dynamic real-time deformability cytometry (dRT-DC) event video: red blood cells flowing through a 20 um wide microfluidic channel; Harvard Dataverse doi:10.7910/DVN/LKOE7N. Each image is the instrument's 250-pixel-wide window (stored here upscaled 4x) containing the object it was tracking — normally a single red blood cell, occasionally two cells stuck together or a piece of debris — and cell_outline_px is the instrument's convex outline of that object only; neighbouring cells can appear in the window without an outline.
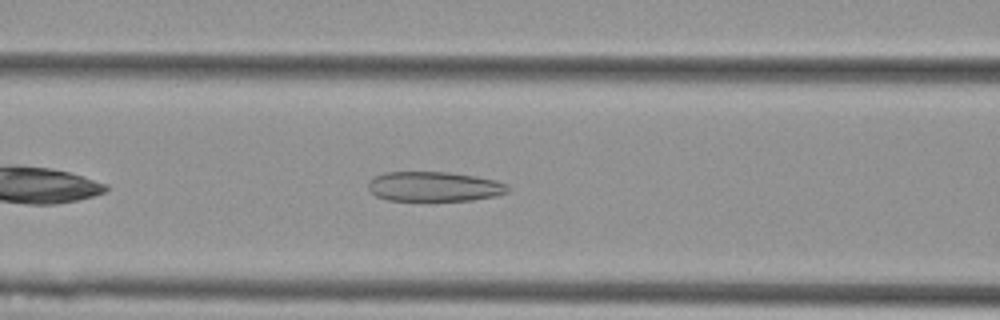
{"species": "Egyptian fruit bat (a non-hibernating species)", "species_latin": "Rousettus aegyptiacus", "temperature_condition": "cold", "stored_images_in_passage": 39, "camera_frame_rate_fps": 3000, "um_per_image_px": 0.085, "animal": {"sex": "female"}, "frame": {"image": 1, "passage_image": 8, "time_ms": 2.333, "image_size_px": [1000, 320], "cell_outline_px": [[512, 188], [508, 192], [496, 196], [472, 200], [388, 200], [376, 196], [368, 188], [368, 180], [384, 172], [452, 172], [476, 176], [496, 180], [508, 184]], "centroid_in_image_um": [36.95, 15.85], "position_along_channel_um": 129.7, "area_um2": 24.39}}
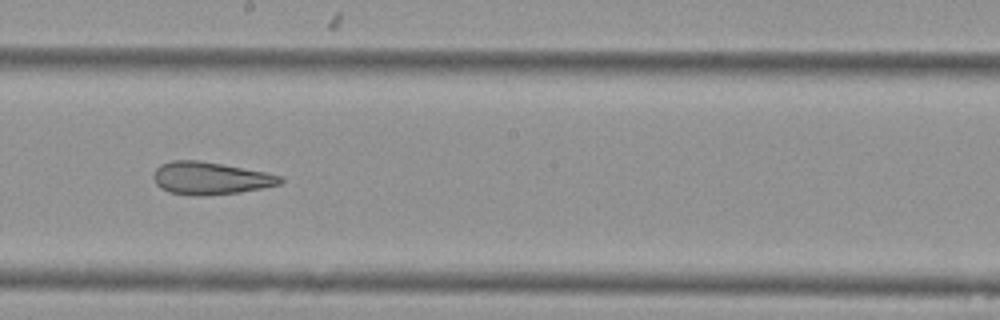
{"frame": {"image": 2, "passage_image": 16, "time_ms": 5.0, "image_size_px": [1000, 320], "cell_outline_px": [[284, 180], [280, 184], [240, 192], [200, 196], [168, 192], [160, 188], [156, 184], [152, 176], [156, 168], [160, 164], [172, 160], [196, 160], [220, 164], [264, 172], [284, 176]], "centroid_in_image_um": [17.85, 15.15], "position_along_channel_um": 230.4, "area_um2": 23.87}}
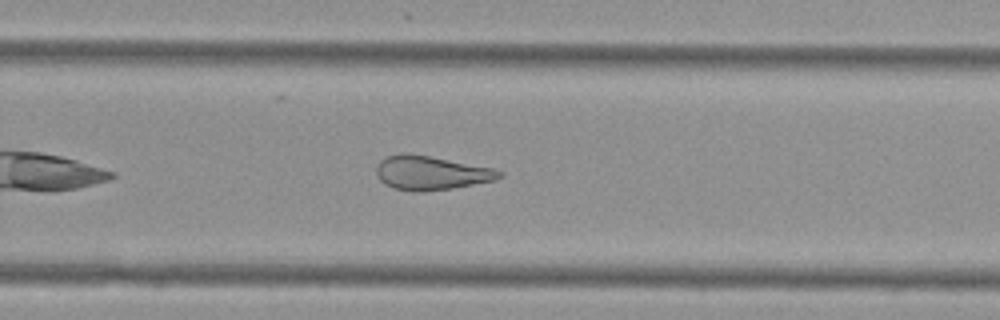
{"frame": {"image": 3, "passage_image": 21, "time_ms": 6.667, "image_size_px": [1000, 320], "cell_outline_px": [[504, 176], [496, 180], [452, 188], [416, 192], [412, 192], [392, 188], [384, 184], [380, 180], [376, 172], [376, 168], [380, 160], [388, 156], [400, 152], [408, 152], [492, 168], [504, 172]], "centroid_in_image_um": [36.61, 14.69], "position_along_channel_um": 293.2, "area_um2": 24.45}, "authors_computed_cell_mechanics": {"area_um2": 26.299, "velocity_mm_per_s": 3.7819, "shape_relaxation_time_tau1_ms": null, "shape_relaxation_time_tau2_ms": 2.4832, "deformation_change_tau1": null, "deformation_change_tau2": 0.1229}}